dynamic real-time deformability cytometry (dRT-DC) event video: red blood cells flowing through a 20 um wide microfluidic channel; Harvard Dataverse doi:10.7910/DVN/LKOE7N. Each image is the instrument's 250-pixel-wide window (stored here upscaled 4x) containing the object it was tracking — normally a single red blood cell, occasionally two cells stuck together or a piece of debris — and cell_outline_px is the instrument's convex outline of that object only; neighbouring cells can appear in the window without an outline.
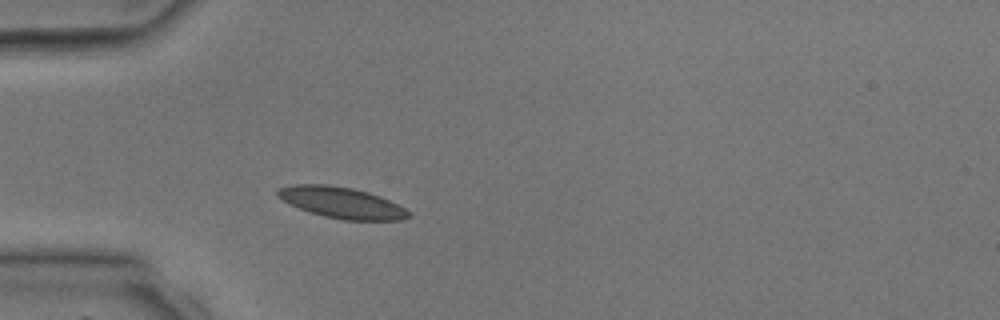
{"species": "common noctule bat (a hibernating species)", "species_latin": "Nyctalus noctula", "temperature_condition": "room temperature", "stored_images_in_passage": 33, "camera_frame_rate_fps": 3000, "um_per_image_px": 0.085, "animal": {"sex": "male", "body_mass_g": 17.9, "forearm_length_mm": 54.2}, "frame": {"image": 1, "passage_image": 5, "time_ms": 1.333, "image_size_px": [1000, 320], "cell_outline_px": [[412, 216], [404, 220], [344, 220], [324, 216], [300, 208], [276, 196], [276, 192], [280, 188], [292, 184], [328, 184], [352, 188], [368, 192], [380, 196], [412, 212]], "centroid_in_image_um": [29.08, 17.22], "position_along_channel_um": 55.9, "area_um2": 23.58}}
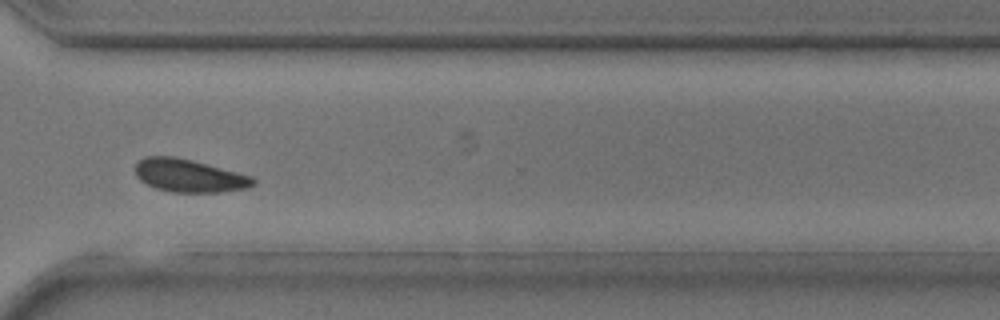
{"frame": {"image": 2, "passage_image": 23, "time_ms": 7.333, "image_size_px": [1000, 320], "cell_outline_px": [[256, 184], [248, 188], [220, 192], [172, 192], [156, 188], [140, 180], [136, 176], [136, 164], [144, 156], [176, 156], [192, 160], [252, 176], [256, 180]], "centroid_in_image_um": [16.09, 14.93], "position_along_channel_um": 354.5, "area_um2": 22.6}}
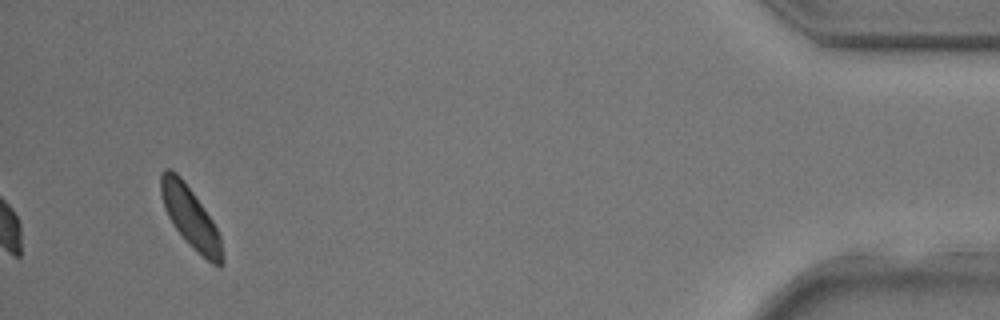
{"frame": {"image": 3, "passage_image": 31, "time_ms": 10.0, "image_size_px": [1000, 320], "cell_outline_px": [[224, 264], [220, 268], [212, 264], [172, 224], [164, 208], [160, 196], [160, 172], [164, 168], [168, 168], [176, 172], [180, 176], [204, 208], [212, 220], [220, 236], [224, 260]], "centroid_in_image_um": [16.17, 18.42], "position_along_channel_um": 419.0, "area_um2": 21.27}}